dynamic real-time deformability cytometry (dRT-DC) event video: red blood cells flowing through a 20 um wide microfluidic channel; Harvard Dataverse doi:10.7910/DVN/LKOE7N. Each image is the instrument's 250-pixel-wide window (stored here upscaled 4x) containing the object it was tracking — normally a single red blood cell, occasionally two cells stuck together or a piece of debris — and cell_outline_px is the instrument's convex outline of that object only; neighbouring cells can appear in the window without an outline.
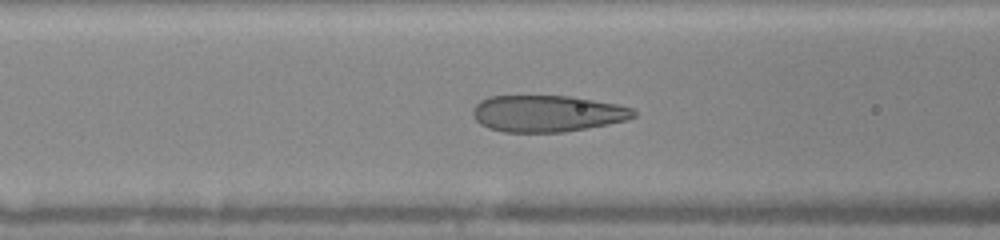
{"species": "human", "species_latin": "Homo sapiens", "temperature_condition": "warm", "stored_images_in_passage": 37, "camera_frame_rate_fps": 3000, "um_per_image_px": 0.085, "donor": {"sex": "female"}, "frame": {"image": 1, "passage_image": 7, "time_ms": 1.333, "image_size_px": [1000, 240], "cell_outline_px": [[636, 116], [628, 120], [588, 128], [564, 132], [504, 132], [488, 128], [480, 124], [472, 116], [472, 108], [480, 100], [488, 96], [572, 96], [616, 104], [632, 108], [636, 112]], "centroid_in_image_um": [46.5, 9.65], "position_along_channel_um": 120.1, "area_um2": 34.51}}
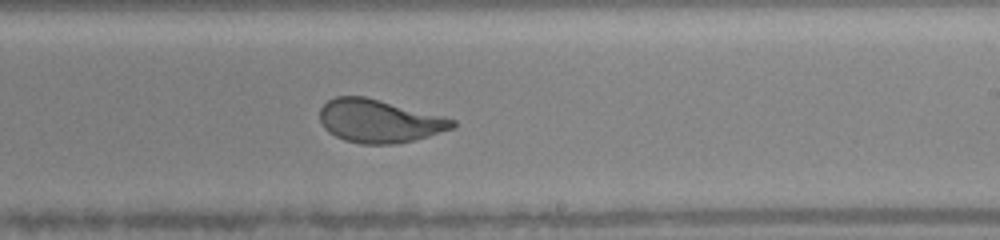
{"frame": {"image": 2, "passage_image": 18, "time_ms": 4.667, "image_size_px": [1000, 240], "cell_outline_px": [[456, 124], [452, 128], [428, 136], [396, 144], [360, 144], [344, 140], [328, 132], [324, 128], [320, 120], [320, 108], [328, 100], [336, 96], [364, 96], [444, 116], [456, 120]], "centroid_in_image_um": [32.21, 10.29], "position_along_channel_um": 256.8, "area_um2": 33.23}}
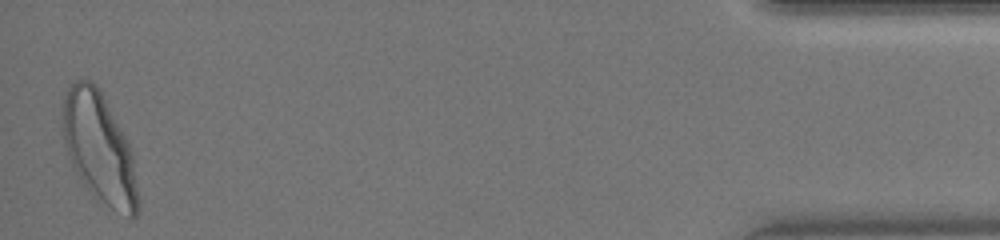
{"frame": {"image": 3, "passage_image": 37, "time_ms": 10.667, "image_size_px": [1000, 240], "cell_outline_px": [[140, 208], [136, 216], [132, 220], [128, 220], [112, 208], [88, 188], [80, 180], [72, 164], [64, 140], [64, 100], [68, 88], [76, 80], [92, 80], [100, 88], [128, 144], [132, 156], [140, 204]], "centroid_in_image_um": [8.48, 12.62], "position_along_channel_um": 426.7, "area_um2": 47.34}, "authors_computed_cell_mechanics": {"area_um2": 35.2002, "velocity_mm_per_s": 4.1079, "shape_relaxation_time_tau1_ms": 4.2847, "shape_relaxation_time_tau2_ms": null, "deformation_change_tau1": 0.1778, "deformation_change_tau2": null}}